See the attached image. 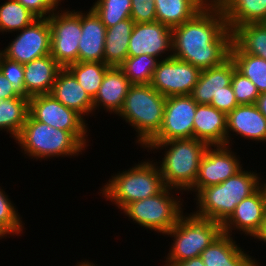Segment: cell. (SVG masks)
<instances>
[{
    "instance_id": "7402d4cb",
    "label": "cell",
    "mask_w": 266,
    "mask_h": 266,
    "mask_svg": "<svg viewBox=\"0 0 266 266\" xmlns=\"http://www.w3.org/2000/svg\"><path fill=\"white\" fill-rule=\"evenodd\" d=\"M227 115L208 104H197L193 138L209 146L226 145Z\"/></svg>"
},
{
    "instance_id": "4fadbf2b",
    "label": "cell",
    "mask_w": 266,
    "mask_h": 266,
    "mask_svg": "<svg viewBox=\"0 0 266 266\" xmlns=\"http://www.w3.org/2000/svg\"><path fill=\"white\" fill-rule=\"evenodd\" d=\"M20 32V33H19ZM51 29L48 18H37L18 31L13 41L2 49V55L20 64L50 54Z\"/></svg>"
},
{
    "instance_id": "484cf974",
    "label": "cell",
    "mask_w": 266,
    "mask_h": 266,
    "mask_svg": "<svg viewBox=\"0 0 266 266\" xmlns=\"http://www.w3.org/2000/svg\"><path fill=\"white\" fill-rule=\"evenodd\" d=\"M211 0H155L156 21L170 28L192 19Z\"/></svg>"
},
{
    "instance_id": "4dcf8cb0",
    "label": "cell",
    "mask_w": 266,
    "mask_h": 266,
    "mask_svg": "<svg viewBox=\"0 0 266 266\" xmlns=\"http://www.w3.org/2000/svg\"><path fill=\"white\" fill-rule=\"evenodd\" d=\"M110 68L104 62L92 61L77 62L67 67L92 100L95 98L104 76Z\"/></svg>"
},
{
    "instance_id": "8d00e7d4",
    "label": "cell",
    "mask_w": 266,
    "mask_h": 266,
    "mask_svg": "<svg viewBox=\"0 0 266 266\" xmlns=\"http://www.w3.org/2000/svg\"><path fill=\"white\" fill-rule=\"evenodd\" d=\"M0 71L13 85L14 90L23 97L30 98L24 86V66L16 61L10 60L3 55L0 57Z\"/></svg>"
},
{
    "instance_id": "e0dca14e",
    "label": "cell",
    "mask_w": 266,
    "mask_h": 266,
    "mask_svg": "<svg viewBox=\"0 0 266 266\" xmlns=\"http://www.w3.org/2000/svg\"><path fill=\"white\" fill-rule=\"evenodd\" d=\"M232 135L233 138L240 135L239 138L253 142H266V117L256 104L238 105L227 115L226 145L230 147L234 145Z\"/></svg>"
},
{
    "instance_id": "e575fe53",
    "label": "cell",
    "mask_w": 266,
    "mask_h": 266,
    "mask_svg": "<svg viewBox=\"0 0 266 266\" xmlns=\"http://www.w3.org/2000/svg\"><path fill=\"white\" fill-rule=\"evenodd\" d=\"M0 187V223L3 224L14 236L23 234L24 222L14 202L9 195Z\"/></svg>"
},
{
    "instance_id": "30bf717a",
    "label": "cell",
    "mask_w": 266,
    "mask_h": 266,
    "mask_svg": "<svg viewBox=\"0 0 266 266\" xmlns=\"http://www.w3.org/2000/svg\"><path fill=\"white\" fill-rule=\"evenodd\" d=\"M29 114L37 121L56 129L71 132L86 148L89 146V126L79 113L67 108L51 94H39L29 98Z\"/></svg>"
},
{
    "instance_id": "7c38bea8",
    "label": "cell",
    "mask_w": 266,
    "mask_h": 266,
    "mask_svg": "<svg viewBox=\"0 0 266 266\" xmlns=\"http://www.w3.org/2000/svg\"><path fill=\"white\" fill-rule=\"evenodd\" d=\"M201 70L174 57L159 60L150 85L163 96L190 95Z\"/></svg>"
},
{
    "instance_id": "d6a6232c",
    "label": "cell",
    "mask_w": 266,
    "mask_h": 266,
    "mask_svg": "<svg viewBox=\"0 0 266 266\" xmlns=\"http://www.w3.org/2000/svg\"><path fill=\"white\" fill-rule=\"evenodd\" d=\"M159 60L149 55L127 57L119 66L131 84H150Z\"/></svg>"
},
{
    "instance_id": "60d3db41",
    "label": "cell",
    "mask_w": 266,
    "mask_h": 266,
    "mask_svg": "<svg viewBox=\"0 0 266 266\" xmlns=\"http://www.w3.org/2000/svg\"><path fill=\"white\" fill-rule=\"evenodd\" d=\"M20 96L13 88V85L5 78L0 71V99H11Z\"/></svg>"
},
{
    "instance_id": "9a60e30c",
    "label": "cell",
    "mask_w": 266,
    "mask_h": 266,
    "mask_svg": "<svg viewBox=\"0 0 266 266\" xmlns=\"http://www.w3.org/2000/svg\"><path fill=\"white\" fill-rule=\"evenodd\" d=\"M149 55L167 59L172 57V28L158 21L135 23L128 45V57Z\"/></svg>"
},
{
    "instance_id": "ac0fdd59",
    "label": "cell",
    "mask_w": 266,
    "mask_h": 266,
    "mask_svg": "<svg viewBox=\"0 0 266 266\" xmlns=\"http://www.w3.org/2000/svg\"><path fill=\"white\" fill-rule=\"evenodd\" d=\"M81 29L78 62H104L107 28L91 8L81 11Z\"/></svg>"
},
{
    "instance_id": "7dc6e473",
    "label": "cell",
    "mask_w": 266,
    "mask_h": 266,
    "mask_svg": "<svg viewBox=\"0 0 266 266\" xmlns=\"http://www.w3.org/2000/svg\"><path fill=\"white\" fill-rule=\"evenodd\" d=\"M266 181V180H265ZM265 181H261V182H263V183H261V187L263 188V190H264V193H265V195H266V182Z\"/></svg>"
},
{
    "instance_id": "ee69618b",
    "label": "cell",
    "mask_w": 266,
    "mask_h": 266,
    "mask_svg": "<svg viewBox=\"0 0 266 266\" xmlns=\"http://www.w3.org/2000/svg\"><path fill=\"white\" fill-rule=\"evenodd\" d=\"M255 239H256V241H261V242L266 244V217H265V220H264L263 227H262L260 233L256 236Z\"/></svg>"
},
{
    "instance_id": "836d02e7",
    "label": "cell",
    "mask_w": 266,
    "mask_h": 266,
    "mask_svg": "<svg viewBox=\"0 0 266 266\" xmlns=\"http://www.w3.org/2000/svg\"><path fill=\"white\" fill-rule=\"evenodd\" d=\"M131 0H96L90 7L106 28L131 18Z\"/></svg>"
},
{
    "instance_id": "f546056e",
    "label": "cell",
    "mask_w": 266,
    "mask_h": 266,
    "mask_svg": "<svg viewBox=\"0 0 266 266\" xmlns=\"http://www.w3.org/2000/svg\"><path fill=\"white\" fill-rule=\"evenodd\" d=\"M230 57L236 69L255 84L259 94L266 92L265 58L244 53L233 42Z\"/></svg>"
},
{
    "instance_id": "277c9868",
    "label": "cell",
    "mask_w": 266,
    "mask_h": 266,
    "mask_svg": "<svg viewBox=\"0 0 266 266\" xmlns=\"http://www.w3.org/2000/svg\"><path fill=\"white\" fill-rule=\"evenodd\" d=\"M144 160L125 171L113 173L100 189L102 197L113 202L120 211L129 203L157 195L166 187L157 163Z\"/></svg>"
},
{
    "instance_id": "7bdbcfd3",
    "label": "cell",
    "mask_w": 266,
    "mask_h": 266,
    "mask_svg": "<svg viewBox=\"0 0 266 266\" xmlns=\"http://www.w3.org/2000/svg\"><path fill=\"white\" fill-rule=\"evenodd\" d=\"M256 106L259 111L266 117V92L261 93L256 101Z\"/></svg>"
},
{
    "instance_id": "f6af8a7d",
    "label": "cell",
    "mask_w": 266,
    "mask_h": 266,
    "mask_svg": "<svg viewBox=\"0 0 266 266\" xmlns=\"http://www.w3.org/2000/svg\"><path fill=\"white\" fill-rule=\"evenodd\" d=\"M9 235H13L3 224L0 223V239H6Z\"/></svg>"
},
{
    "instance_id": "1f68e13d",
    "label": "cell",
    "mask_w": 266,
    "mask_h": 266,
    "mask_svg": "<svg viewBox=\"0 0 266 266\" xmlns=\"http://www.w3.org/2000/svg\"><path fill=\"white\" fill-rule=\"evenodd\" d=\"M37 17L17 0H6L0 4V33L21 31Z\"/></svg>"
},
{
    "instance_id": "83f0119b",
    "label": "cell",
    "mask_w": 266,
    "mask_h": 266,
    "mask_svg": "<svg viewBox=\"0 0 266 266\" xmlns=\"http://www.w3.org/2000/svg\"><path fill=\"white\" fill-rule=\"evenodd\" d=\"M29 114V98L18 96L0 99V131H6L14 140L19 135Z\"/></svg>"
},
{
    "instance_id": "5bb4252c",
    "label": "cell",
    "mask_w": 266,
    "mask_h": 266,
    "mask_svg": "<svg viewBox=\"0 0 266 266\" xmlns=\"http://www.w3.org/2000/svg\"><path fill=\"white\" fill-rule=\"evenodd\" d=\"M196 108L197 103L190 95L167 97L161 129L148 143L193 138Z\"/></svg>"
},
{
    "instance_id": "4316f807",
    "label": "cell",
    "mask_w": 266,
    "mask_h": 266,
    "mask_svg": "<svg viewBox=\"0 0 266 266\" xmlns=\"http://www.w3.org/2000/svg\"><path fill=\"white\" fill-rule=\"evenodd\" d=\"M135 22L129 18L107 28L105 37L104 63L119 67L128 57V45Z\"/></svg>"
},
{
    "instance_id": "9c48e42d",
    "label": "cell",
    "mask_w": 266,
    "mask_h": 266,
    "mask_svg": "<svg viewBox=\"0 0 266 266\" xmlns=\"http://www.w3.org/2000/svg\"><path fill=\"white\" fill-rule=\"evenodd\" d=\"M61 9L63 8L58 7L48 17L51 29L50 55L62 68H67L78 62V46L82 32L81 10Z\"/></svg>"
},
{
    "instance_id": "44dd1931",
    "label": "cell",
    "mask_w": 266,
    "mask_h": 266,
    "mask_svg": "<svg viewBox=\"0 0 266 266\" xmlns=\"http://www.w3.org/2000/svg\"><path fill=\"white\" fill-rule=\"evenodd\" d=\"M50 94L67 108L75 110L84 119L94 114L93 100L67 68H62L58 72Z\"/></svg>"
},
{
    "instance_id": "5b68a950",
    "label": "cell",
    "mask_w": 266,
    "mask_h": 266,
    "mask_svg": "<svg viewBox=\"0 0 266 266\" xmlns=\"http://www.w3.org/2000/svg\"><path fill=\"white\" fill-rule=\"evenodd\" d=\"M166 97L150 84H132L118 116L137 133L136 143L143 148L161 129Z\"/></svg>"
},
{
    "instance_id": "2e32d148",
    "label": "cell",
    "mask_w": 266,
    "mask_h": 266,
    "mask_svg": "<svg viewBox=\"0 0 266 266\" xmlns=\"http://www.w3.org/2000/svg\"><path fill=\"white\" fill-rule=\"evenodd\" d=\"M266 217V195L262 187L236 206L231 216L222 224L224 234L233 235L232 230L255 239L260 233ZM242 231V232H241Z\"/></svg>"
},
{
    "instance_id": "74e56055",
    "label": "cell",
    "mask_w": 266,
    "mask_h": 266,
    "mask_svg": "<svg viewBox=\"0 0 266 266\" xmlns=\"http://www.w3.org/2000/svg\"><path fill=\"white\" fill-rule=\"evenodd\" d=\"M131 19L135 23L156 21L155 0H131Z\"/></svg>"
},
{
    "instance_id": "d6986e66",
    "label": "cell",
    "mask_w": 266,
    "mask_h": 266,
    "mask_svg": "<svg viewBox=\"0 0 266 266\" xmlns=\"http://www.w3.org/2000/svg\"><path fill=\"white\" fill-rule=\"evenodd\" d=\"M234 236L222 233L203 250L200 257L205 266H261L253 256L236 244Z\"/></svg>"
},
{
    "instance_id": "ab89813d",
    "label": "cell",
    "mask_w": 266,
    "mask_h": 266,
    "mask_svg": "<svg viewBox=\"0 0 266 266\" xmlns=\"http://www.w3.org/2000/svg\"><path fill=\"white\" fill-rule=\"evenodd\" d=\"M210 105L226 115L236 108L239 104L236 101L232 85L225 86V90L220 91L216 97L212 98Z\"/></svg>"
},
{
    "instance_id": "d4e9b609",
    "label": "cell",
    "mask_w": 266,
    "mask_h": 266,
    "mask_svg": "<svg viewBox=\"0 0 266 266\" xmlns=\"http://www.w3.org/2000/svg\"><path fill=\"white\" fill-rule=\"evenodd\" d=\"M222 8L227 27L266 21V0H215Z\"/></svg>"
},
{
    "instance_id": "ba28073f",
    "label": "cell",
    "mask_w": 266,
    "mask_h": 266,
    "mask_svg": "<svg viewBox=\"0 0 266 266\" xmlns=\"http://www.w3.org/2000/svg\"><path fill=\"white\" fill-rule=\"evenodd\" d=\"M179 192L165 187L157 195L129 203L121 213L139 226L165 236L186 210L182 208L184 200L175 196Z\"/></svg>"
},
{
    "instance_id": "b9f144b4",
    "label": "cell",
    "mask_w": 266,
    "mask_h": 266,
    "mask_svg": "<svg viewBox=\"0 0 266 266\" xmlns=\"http://www.w3.org/2000/svg\"><path fill=\"white\" fill-rule=\"evenodd\" d=\"M175 266H205V264L202 258L199 256L179 262Z\"/></svg>"
},
{
    "instance_id": "7a4b0ae2",
    "label": "cell",
    "mask_w": 266,
    "mask_h": 266,
    "mask_svg": "<svg viewBox=\"0 0 266 266\" xmlns=\"http://www.w3.org/2000/svg\"><path fill=\"white\" fill-rule=\"evenodd\" d=\"M208 146L201 140L190 138L147 143L143 148L151 153L165 149L162 160L156 161L163 182L166 187L183 193L194 186L200 161Z\"/></svg>"
},
{
    "instance_id": "d590c367",
    "label": "cell",
    "mask_w": 266,
    "mask_h": 266,
    "mask_svg": "<svg viewBox=\"0 0 266 266\" xmlns=\"http://www.w3.org/2000/svg\"><path fill=\"white\" fill-rule=\"evenodd\" d=\"M231 85L236 101L239 105L256 103L260 94L255 84L242 73H240L236 68L233 72Z\"/></svg>"
},
{
    "instance_id": "603a6c76",
    "label": "cell",
    "mask_w": 266,
    "mask_h": 266,
    "mask_svg": "<svg viewBox=\"0 0 266 266\" xmlns=\"http://www.w3.org/2000/svg\"><path fill=\"white\" fill-rule=\"evenodd\" d=\"M235 68L236 65L230 57L220 66L202 70L190 96L197 104L210 105L213 97L225 90V86L231 85Z\"/></svg>"
},
{
    "instance_id": "c3c4849f",
    "label": "cell",
    "mask_w": 266,
    "mask_h": 266,
    "mask_svg": "<svg viewBox=\"0 0 266 266\" xmlns=\"http://www.w3.org/2000/svg\"><path fill=\"white\" fill-rule=\"evenodd\" d=\"M60 5H61V2L63 1V0H56Z\"/></svg>"
},
{
    "instance_id": "bcb514c9",
    "label": "cell",
    "mask_w": 266,
    "mask_h": 266,
    "mask_svg": "<svg viewBox=\"0 0 266 266\" xmlns=\"http://www.w3.org/2000/svg\"><path fill=\"white\" fill-rule=\"evenodd\" d=\"M75 266H98L97 264L95 265L94 263H93V261L91 262V261H89V260H81V262H77V264L75 265Z\"/></svg>"
},
{
    "instance_id": "6da1fadb",
    "label": "cell",
    "mask_w": 266,
    "mask_h": 266,
    "mask_svg": "<svg viewBox=\"0 0 266 266\" xmlns=\"http://www.w3.org/2000/svg\"><path fill=\"white\" fill-rule=\"evenodd\" d=\"M232 31L221 6L211 0L192 19L172 28V57L201 71L230 58Z\"/></svg>"
},
{
    "instance_id": "3957f363",
    "label": "cell",
    "mask_w": 266,
    "mask_h": 266,
    "mask_svg": "<svg viewBox=\"0 0 266 266\" xmlns=\"http://www.w3.org/2000/svg\"><path fill=\"white\" fill-rule=\"evenodd\" d=\"M257 171L244 168L226 181L202 188L194 200L198 217L223 224L234 212L238 203L261 187L262 178Z\"/></svg>"
},
{
    "instance_id": "cb8c5ba5",
    "label": "cell",
    "mask_w": 266,
    "mask_h": 266,
    "mask_svg": "<svg viewBox=\"0 0 266 266\" xmlns=\"http://www.w3.org/2000/svg\"><path fill=\"white\" fill-rule=\"evenodd\" d=\"M24 86L31 97L39 94H50L53 83L62 67L49 54L23 64Z\"/></svg>"
},
{
    "instance_id": "8fae6325",
    "label": "cell",
    "mask_w": 266,
    "mask_h": 266,
    "mask_svg": "<svg viewBox=\"0 0 266 266\" xmlns=\"http://www.w3.org/2000/svg\"><path fill=\"white\" fill-rule=\"evenodd\" d=\"M232 150V146L227 145L208 146L200 161L195 184L188 192L196 195L202 188L220 184L241 171V157Z\"/></svg>"
},
{
    "instance_id": "f35d334b",
    "label": "cell",
    "mask_w": 266,
    "mask_h": 266,
    "mask_svg": "<svg viewBox=\"0 0 266 266\" xmlns=\"http://www.w3.org/2000/svg\"><path fill=\"white\" fill-rule=\"evenodd\" d=\"M37 18H48L60 4L56 0H17Z\"/></svg>"
},
{
    "instance_id": "f1b7e54d",
    "label": "cell",
    "mask_w": 266,
    "mask_h": 266,
    "mask_svg": "<svg viewBox=\"0 0 266 266\" xmlns=\"http://www.w3.org/2000/svg\"><path fill=\"white\" fill-rule=\"evenodd\" d=\"M232 42L244 53L260 56L266 60V25L250 23L232 31Z\"/></svg>"
},
{
    "instance_id": "52a82bcc",
    "label": "cell",
    "mask_w": 266,
    "mask_h": 266,
    "mask_svg": "<svg viewBox=\"0 0 266 266\" xmlns=\"http://www.w3.org/2000/svg\"><path fill=\"white\" fill-rule=\"evenodd\" d=\"M222 233V224L198 217L192 212L183 213L176 225L165 234L174 239L167 257H164L163 266H175L184 260L199 257Z\"/></svg>"
},
{
    "instance_id": "8992f818",
    "label": "cell",
    "mask_w": 266,
    "mask_h": 266,
    "mask_svg": "<svg viewBox=\"0 0 266 266\" xmlns=\"http://www.w3.org/2000/svg\"><path fill=\"white\" fill-rule=\"evenodd\" d=\"M21 152L31 159L47 160L53 157H75L87 148L69 131L56 129L35 120L28 114L26 122L15 139Z\"/></svg>"
},
{
    "instance_id": "ffe728a7",
    "label": "cell",
    "mask_w": 266,
    "mask_h": 266,
    "mask_svg": "<svg viewBox=\"0 0 266 266\" xmlns=\"http://www.w3.org/2000/svg\"><path fill=\"white\" fill-rule=\"evenodd\" d=\"M132 84L119 67H111L93 99V112L103 109L113 115L121 111L125 97ZM100 108V109H99Z\"/></svg>"
}]
</instances>
